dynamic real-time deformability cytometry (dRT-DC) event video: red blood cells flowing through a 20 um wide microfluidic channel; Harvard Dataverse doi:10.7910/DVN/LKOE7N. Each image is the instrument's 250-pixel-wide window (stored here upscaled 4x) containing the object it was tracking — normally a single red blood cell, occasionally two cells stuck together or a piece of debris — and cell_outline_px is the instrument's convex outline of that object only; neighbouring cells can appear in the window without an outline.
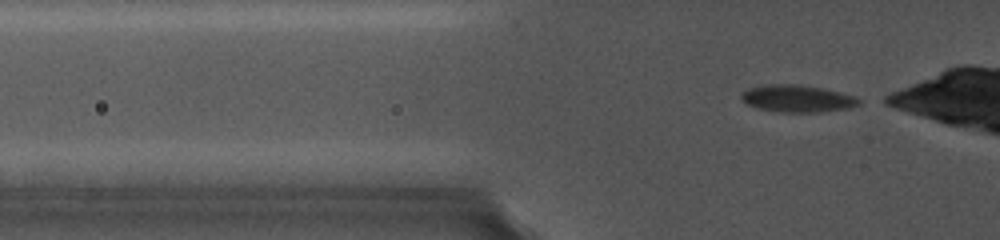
{"species": "common noctule bat (a hibernating species)", "species_latin": "Nyctalus noctula", "temperature_condition": "cold", "stored_images_in_passage": 24, "camera_frame_rate_fps": 5000, "um_per_image_px": 0.085, "animal": {"sex": "female", "body_mass_g": 19.0, "forearm_length_mm": 56.7}, "frame": {"image": 1, "passage_image": 2, "time_ms": 0.2, "image_size_px": [1000, 240], "cell_outline_px": [[860, 104], [848, 108], [820, 112], [784, 112], [760, 108], [748, 104], [740, 96], [748, 88], [768, 84], [796, 84], [824, 88], [856, 96], [860, 100]], "centroid_in_image_um": [67.82, 8.37], "position_along_channel_um": 58.0, "area_um2": 18.38}}
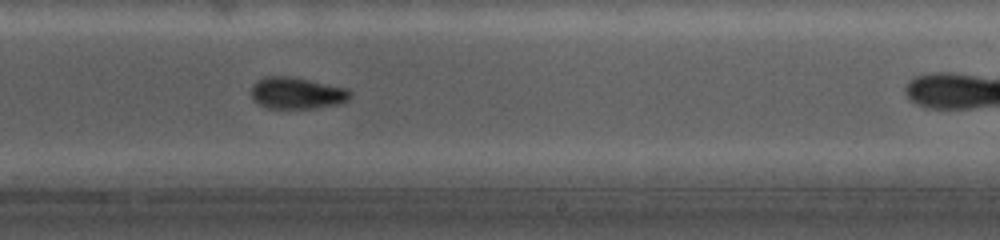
{"frame": {"image": 2, "passage_image": 12, "time_ms": 6.2, "image_size_px": [1000, 240], "cell_outline_px": [[352, 96], [348, 100], [340, 104], [312, 108], [268, 108], [256, 104], [252, 100], [252, 84], [268, 76], [292, 76], [348, 88], [352, 92]], "centroid_in_image_um": [25.26, 7.91], "position_along_channel_um": 263.7, "area_um2": 18.44}}
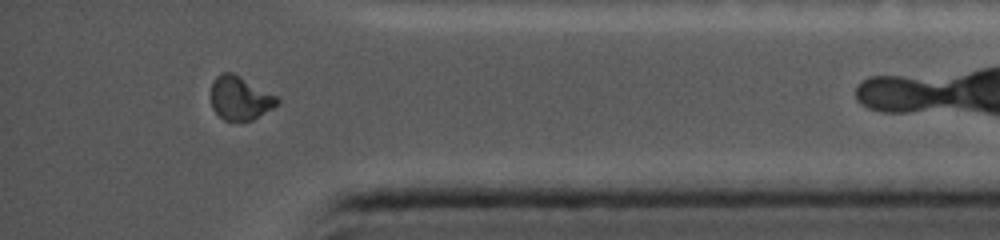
{"frame": {"image": 3, "passage_image": 22, "time_ms": 10.2, "image_size_px": [1000, 240], "cell_outline_px": [[280, 100], [272, 108], [252, 120], [224, 120], [212, 108], [212, 84], [216, 76], [220, 72], [232, 72], [240, 76], [276, 96]], "centroid_in_image_um": [20.38, 8.32], "position_along_channel_um": 414.8, "area_um2": 16.47}}